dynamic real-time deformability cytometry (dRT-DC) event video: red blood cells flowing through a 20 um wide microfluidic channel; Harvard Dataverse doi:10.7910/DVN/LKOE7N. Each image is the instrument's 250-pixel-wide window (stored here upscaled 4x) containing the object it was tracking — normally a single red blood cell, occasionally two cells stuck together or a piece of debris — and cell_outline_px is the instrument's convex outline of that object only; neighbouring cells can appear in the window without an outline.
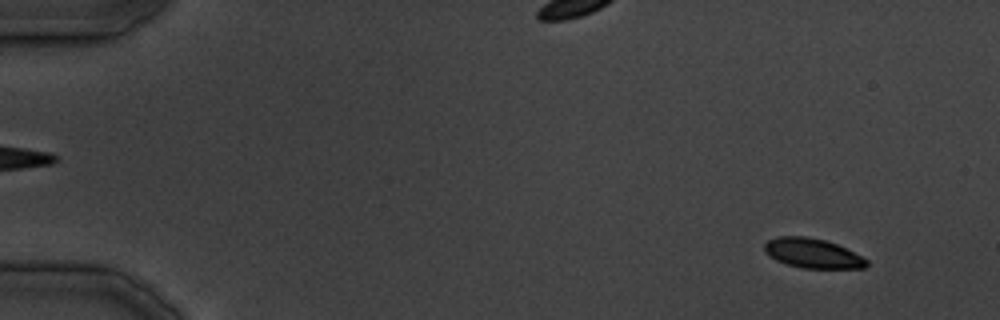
{"species": "common noctule bat (a hibernating species)", "species_latin": "Nyctalus noctula", "temperature_condition": "cold", "stored_images_in_passage": 25, "camera_frame_rate_fps": 3000, "um_per_image_px": 0.085, "animal": {"sex": "male", "body_mass_g": 19.5, "forearm_length_mm": 54.6}, "frame": {"image": 1, "passage_image": 4, "time_ms": 3.667, "image_size_px": [1000, 320], "cell_outline_px": [[868, 264], [864, 268], [804, 268], [788, 264], [776, 260], [768, 256], [764, 252], [764, 244], [768, 240], [776, 236], [808, 236], [824, 240], [836, 244], [868, 260]], "centroid_in_image_um": [69.01, 21.52], "position_along_channel_um": 16.0, "area_um2": 17.51}}
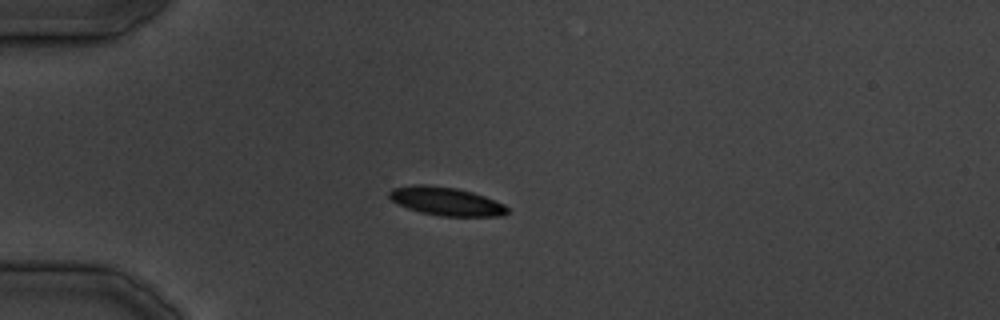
{"frame": {"image": 2, "passage_image": 11, "time_ms": 12.667, "image_size_px": [1000, 320], "cell_outline_px": [[508, 212], [504, 216], [440, 216], [420, 212], [396, 204], [388, 196], [388, 192], [392, 188], [416, 184], [428, 184], [456, 188], [472, 192], [484, 196], [504, 204], [508, 208]], "centroid_in_image_um": [37.89, 17.11], "position_along_channel_um": 47.1, "area_um2": 19.65}}